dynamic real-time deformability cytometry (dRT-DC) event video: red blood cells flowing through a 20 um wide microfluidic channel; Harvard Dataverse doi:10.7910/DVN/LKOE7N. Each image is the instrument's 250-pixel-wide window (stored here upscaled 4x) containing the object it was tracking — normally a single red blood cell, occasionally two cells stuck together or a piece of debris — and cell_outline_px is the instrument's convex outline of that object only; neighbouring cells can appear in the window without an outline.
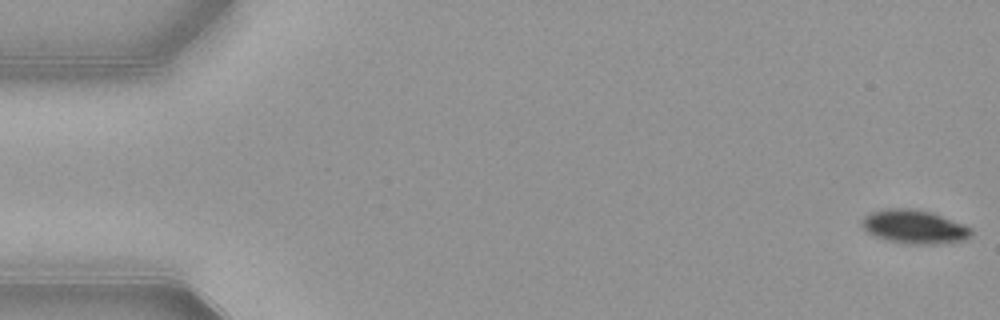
{"species": "common noctule bat (a hibernating species)", "species_latin": "Nyctalus noctula", "temperature_condition": "warm", "stored_images_in_passage": 53, "camera_frame_rate_fps": 3000, "um_per_image_px": 0.085, "animal": {"sex": "female", "body_mass_g": 21.9}, "frame": {"image": 1, "passage_image": 1, "time_ms": 0.0, "image_size_px": [1000, 320], "cell_outline_px": [[972, 236], [964, 240], [936, 244], [904, 244], [888, 240], [876, 236], [868, 232], [860, 224], [864, 216], [872, 212], [888, 208], [908, 208], [932, 212], [972, 228]], "centroid_in_image_um": [77.72, 19.28], "position_along_channel_um": 7.3, "area_um2": 21.39}}
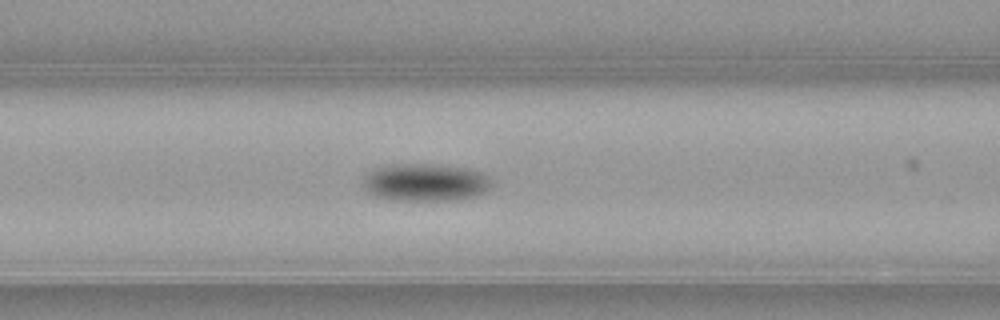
{"frame": {"image": 2, "passage_image": 22, "time_ms": 7.0, "image_size_px": [1000, 320], "cell_outline_px": [[492, 184], [484, 192], [476, 196], [456, 200], [392, 200], [376, 196], [368, 192], [364, 188], [364, 176], [368, 172], [384, 164], [440, 164], [472, 168], [484, 172], [492, 180]], "centroid_in_image_um": [36.19, 15.48], "position_along_channel_um": 130.4, "area_um2": 28.67}}
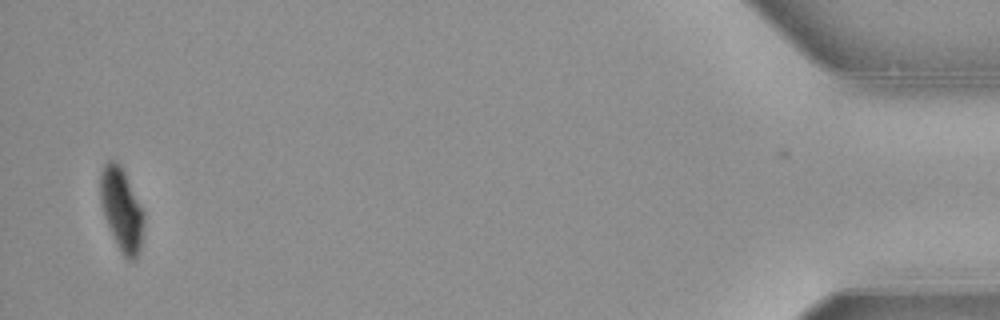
{"frame": {"image": 3, "passage_image": 52, "time_ms": 17.0, "image_size_px": [1000, 320], "cell_outline_px": [[144, 224], [140, 252], [136, 260], [128, 260], [124, 256], [104, 216], [100, 200], [100, 172], [104, 164], [108, 160], [116, 160], [120, 164], [144, 212]], "centroid_in_image_um": [10.34, 17.79], "position_along_channel_um": 424.9, "area_um2": 20.81}, "authors_computed_cell_mechanics": {"area_um2": 24.6806, "velocity_mm_per_s": 3.8665, "shape_relaxation_time_tau1_ms": 2.2136, "shape_relaxation_time_tau2_ms": null, "deformation_change_tau1": 0.1153, "deformation_change_tau2": null}}